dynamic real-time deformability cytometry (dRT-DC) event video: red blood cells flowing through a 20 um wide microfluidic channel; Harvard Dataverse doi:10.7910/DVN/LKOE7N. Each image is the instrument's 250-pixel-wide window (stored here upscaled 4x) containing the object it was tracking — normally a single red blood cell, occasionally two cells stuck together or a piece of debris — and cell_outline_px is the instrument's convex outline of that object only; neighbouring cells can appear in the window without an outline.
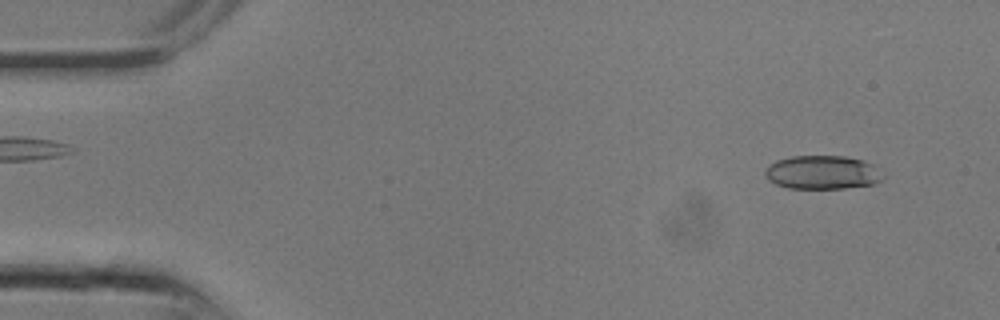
{"species": "common noctule bat (a hibernating species)", "species_latin": "Nyctalus noctula", "temperature_condition": "room temperature", "stored_images_in_passage": 8, "camera_frame_rate_fps": 3000, "um_per_image_px": 0.085, "animal": {"sex": "male", "body_mass_g": 13.3}, "frame": {"image": 1, "passage_image": 1, "time_ms": 0.0, "image_size_px": [1000, 320], "cell_outline_px": [[884, 176], [876, 184], [844, 188], [788, 188], [776, 184], [768, 180], [764, 176], [764, 172], [776, 160], [792, 156], [844, 156], [864, 160], [872, 164]], "centroid_in_image_um": [69.91, 14.65], "position_along_channel_um": 15.1, "area_um2": 23.06}}
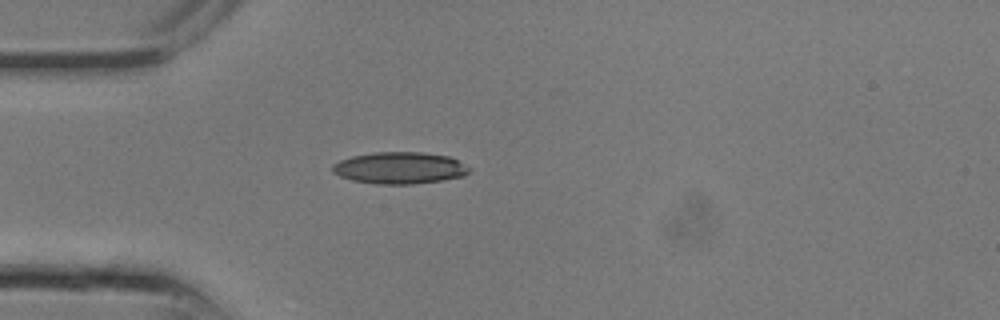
{"frame": {"image": 2, "passage_image": 6, "time_ms": 1.667, "image_size_px": [1000, 320], "cell_outline_px": [[472, 168], [464, 176], [440, 180], [412, 184], [376, 184], [352, 180], [340, 176], [332, 172], [332, 164], [340, 160], [352, 156], [372, 152], [424, 152], [448, 156]], "centroid_in_image_um": [33.95, 14.27], "position_along_channel_um": 51.1, "area_um2": 25.32}}
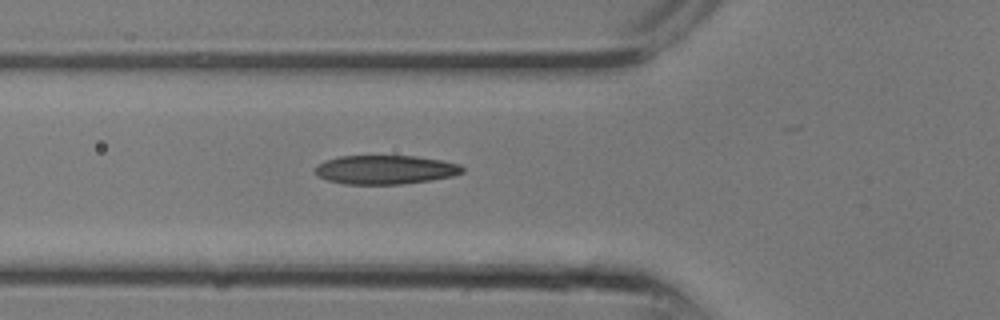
{"frame": {"image": 3, "passage_image": 8, "time_ms": 2.333, "image_size_px": [1000, 320], "cell_outline_px": [[464, 172], [452, 176], [428, 180], [400, 184], [344, 184], [328, 180], [320, 176], [316, 172], [316, 164], [324, 160], [340, 156], [416, 156], [440, 160], [460, 164], [464, 168]], "centroid_in_image_um": [32.75, 14.41], "position_along_channel_um": 93.1, "area_um2": 24.68}}